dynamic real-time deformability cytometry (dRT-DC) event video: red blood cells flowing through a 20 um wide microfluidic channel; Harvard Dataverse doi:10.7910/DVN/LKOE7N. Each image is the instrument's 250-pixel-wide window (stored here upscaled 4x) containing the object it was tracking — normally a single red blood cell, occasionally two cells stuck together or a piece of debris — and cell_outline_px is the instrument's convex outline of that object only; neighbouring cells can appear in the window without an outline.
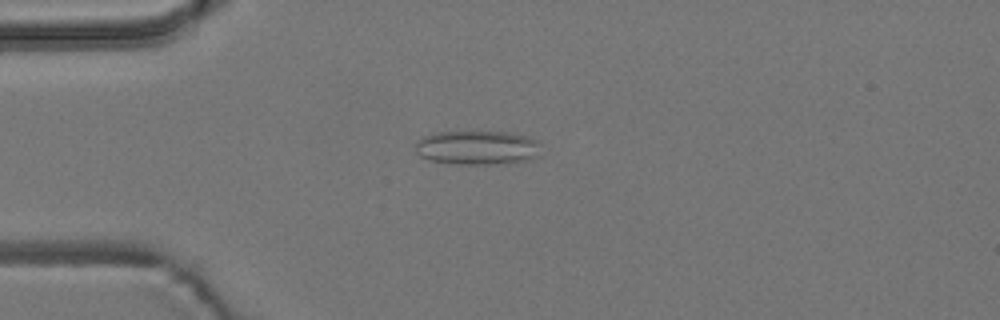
{"species": "common noctule bat (a hibernating species)", "species_latin": "Nyctalus noctula", "temperature_condition": "room temperature", "stored_images_in_passage": 6, "camera_frame_rate_fps": 3000, "um_per_image_px": 0.085, "animal": {"sex": "male", "body_mass_g": 19.2, "forearm_length_mm": 51.8}, "frame": {"image": 1, "passage_image": 1, "time_ms": 0.0, "image_size_px": [1000, 320], "cell_outline_px": [[540, 156], [528, 160], [496, 164], [456, 164], [428, 160], [420, 156], [416, 152], [416, 144], [420, 136], [432, 132], [508, 132], [528, 136], [540, 140]], "centroid_in_image_um": [40.58, 12.54], "position_along_channel_um": 44.4, "area_um2": 25.43}}
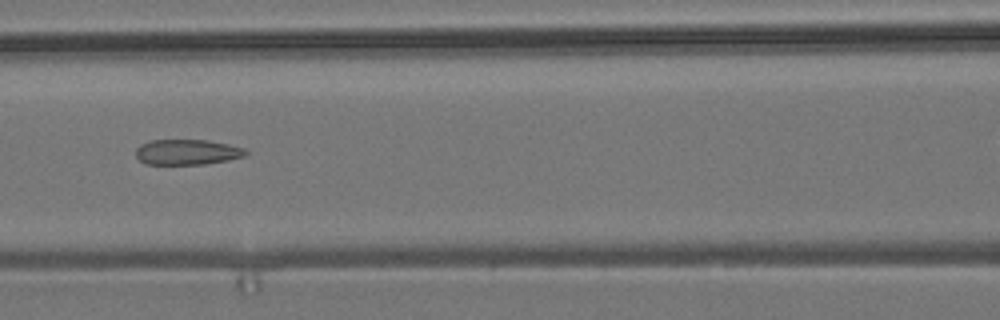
{"frame": {"image": 2, "passage_image": 4, "time_ms": 3.333, "image_size_px": [1000, 320], "cell_outline_px": [[252, 152], [244, 156], [228, 160], [204, 164], [144, 164], [136, 156], [136, 148], [140, 144], [152, 140], [208, 140], [228, 144], [244, 148]], "centroid_in_image_um": [15.93, 12.92], "position_along_channel_um": 150.7, "area_um2": 16.36}}
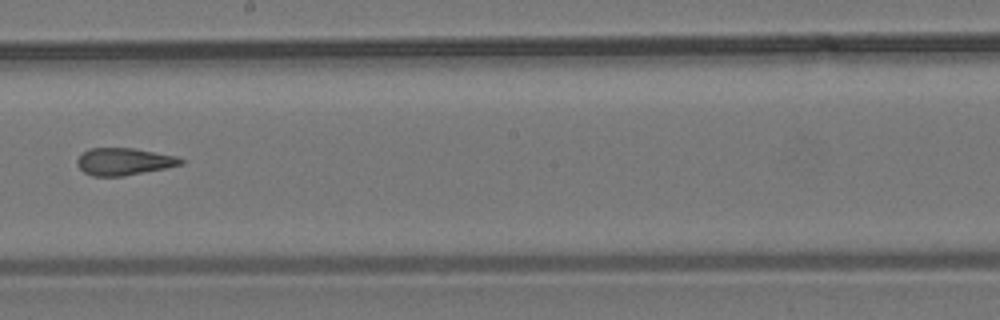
{"frame": {"image": 3, "passage_image": 6, "time_ms": 5.667, "image_size_px": [1000, 320], "cell_outline_px": [[184, 164], [124, 176], [92, 176], [84, 172], [76, 164], [76, 160], [88, 148], [132, 148], [176, 156], [184, 160]], "centroid_in_image_um": [10.51, 13.73], "position_along_channel_um": 237.7, "area_um2": 16.3}}